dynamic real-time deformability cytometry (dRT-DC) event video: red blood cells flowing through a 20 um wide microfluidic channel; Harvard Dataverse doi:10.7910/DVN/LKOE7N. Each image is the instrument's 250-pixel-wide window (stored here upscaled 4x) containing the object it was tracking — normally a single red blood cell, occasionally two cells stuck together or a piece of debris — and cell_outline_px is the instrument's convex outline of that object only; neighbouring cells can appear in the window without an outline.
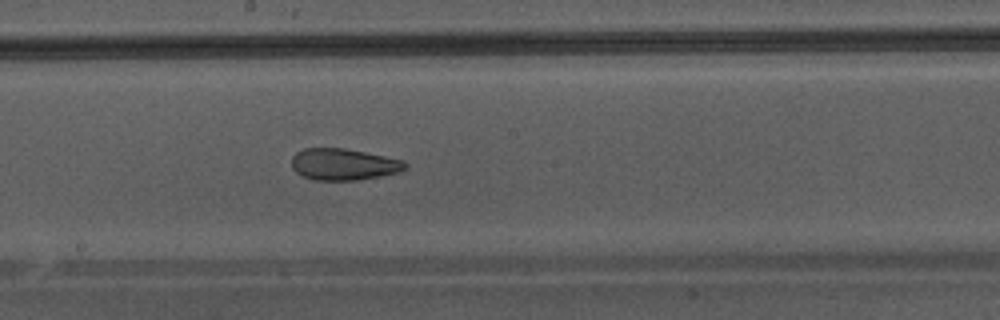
{"species": "Egyptian fruit bat (a non-hibernating species)", "species_latin": "Rousettus aegyptiacus", "temperature_condition": "warm", "stored_images_in_passage": 47, "camera_frame_rate_fps": 3000, "um_per_image_px": 0.085, "animal": {"sex": "male"}, "frame": {"image": 1, "passage_image": 27, "time_ms": 8.667, "image_size_px": [1000, 320], "cell_outline_px": [[408, 168], [396, 172], [380, 176], [356, 180], [316, 180], [304, 176], [296, 172], [292, 168], [292, 156], [296, 152], [304, 148], [344, 148], [404, 160], [408, 164]], "centroid_in_image_um": [29.2, 13.96], "position_along_channel_um": 219.0, "area_um2": 20.81}}